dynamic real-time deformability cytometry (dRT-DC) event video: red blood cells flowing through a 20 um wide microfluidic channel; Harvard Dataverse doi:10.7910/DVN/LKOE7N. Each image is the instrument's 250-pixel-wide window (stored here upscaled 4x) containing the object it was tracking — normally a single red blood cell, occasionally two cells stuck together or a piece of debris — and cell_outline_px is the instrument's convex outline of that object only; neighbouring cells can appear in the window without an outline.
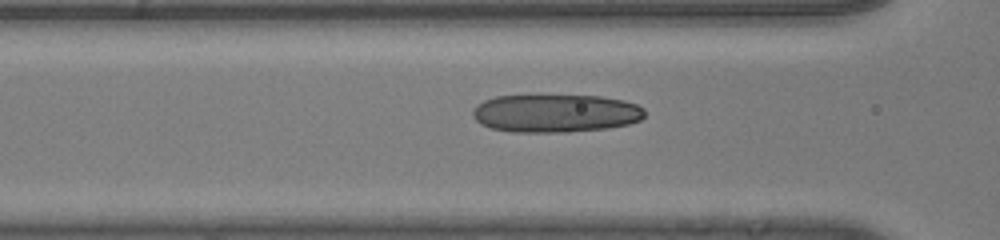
{"species": "human", "species_latin": "Homo sapiens", "temperature_condition": "room temperature", "stored_images_in_passage": 47, "camera_frame_rate_fps": 3000, "um_per_image_px": 0.085, "donor": {"sex": "male"}, "frame": {"image": 1, "passage_image": 25, "time_ms": 8.0, "image_size_px": [1000, 240], "cell_outline_px": [[644, 116], [640, 120], [628, 124], [608, 128], [568, 132], [512, 132], [492, 128], [480, 124], [472, 116], [472, 108], [476, 104], [484, 100], [496, 96], [600, 96], [624, 100], [636, 104], [644, 108]], "centroid_in_image_um": [47.2, 9.63], "position_along_channel_um": 119.4, "area_um2": 38.26}}
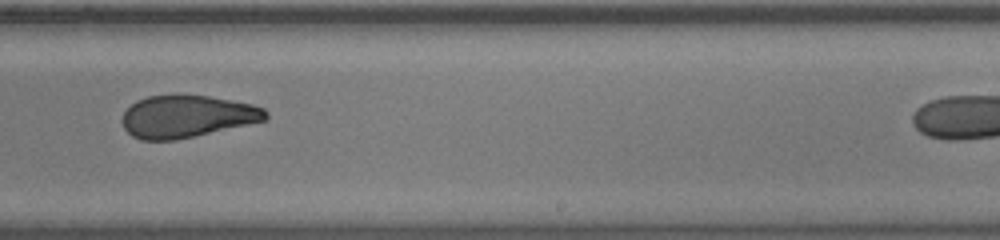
{"frame": {"image": 2, "passage_image": 36, "time_ms": 11.667, "image_size_px": [1000, 240], "cell_outline_px": [[268, 120], [176, 140], [140, 140], [132, 136], [124, 128], [120, 120], [124, 112], [136, 100], [148, 96], [208, 96], [252, 104], [264, 108], [268, 112]], "centroid_in_image_um": [15.89, 9.91], "position_along_channel_um": 273.1, "area_um2": 35.2}}
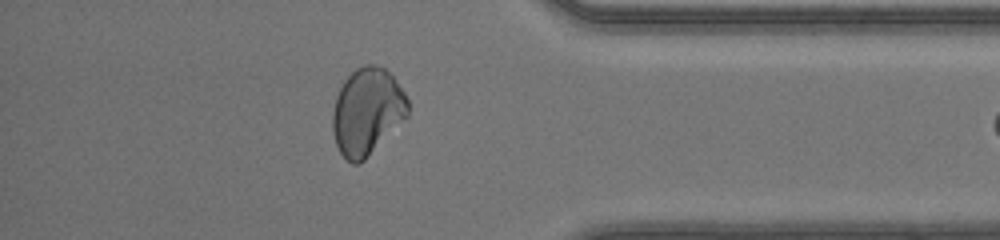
{"frame": {"image": 3, "passage_image": 46, "time_ms": 15.0, "image_size_px": [1000, 240], "cell_outline_px": [[408, 116], [360, 164], [352, 164], [340, 152], [336, 144], [332, 128], [332, 112], [336, 96], [344, 80], [356, 68], [364, 64], [376, 64], [384, 68], [392, 76], [404, 92], [408, 100]], "centroid_in_image_um": [31.19, 9.47], "position_along_channel_um": 404.0, "area_um2": 38.03}}